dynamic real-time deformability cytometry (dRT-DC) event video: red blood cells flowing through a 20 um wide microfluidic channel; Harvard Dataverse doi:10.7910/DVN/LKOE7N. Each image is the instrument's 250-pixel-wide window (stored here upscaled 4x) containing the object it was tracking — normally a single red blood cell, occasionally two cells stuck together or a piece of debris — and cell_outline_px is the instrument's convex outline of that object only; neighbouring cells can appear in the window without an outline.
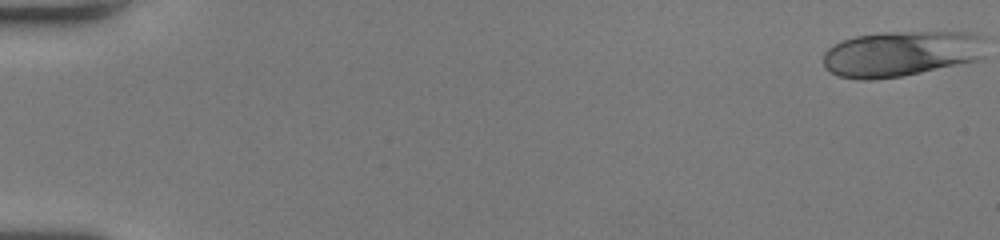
{"species": "human", "species_latin": "Homo sapiens", "temperature_condition": "room temperature", "stored_images_in_passage": 53, "camera_frame_rate_fps": 3000, "um_per_image_px": 0.085, "donor": {"sex": "female"}, "frame": {"image": 1, "passage_image": 1, "time_ms": 0.0, "image_size_px": [1000, 240], "cell_outline_px": [[984, 56], [980, 60], [900, 76], [872, 80], [860, 80], [840, 76], [824, 68], [824, 52], [828, 48], [844, 40], [856, 36], [884, 32], [968, 32], [984, 36]], "centroid_in_image_um": [76.63, 4.56], "position_along_channel_um": 8.4, "area_um2": 43.23}}
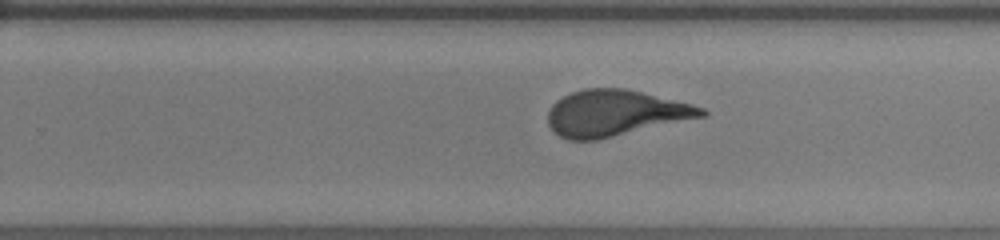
{"frame": {"image": 2, "passage_image": 35, "time_ms": 11.333, "image_size_px": [1000, 240], "cell_outline_px": [[708, 116], [596, 140], [568, 140], [560, 136], [548, 124], [548, 112], [552, 104], [556, 100], [572, 92], [584, 88], [624, 88], [692, 104], [704, 108], [708, 112]], "centroid_in_image_um": [52.31, 9.61], "position_along_channel_um": 277.5, "area_um2": 41.21}}
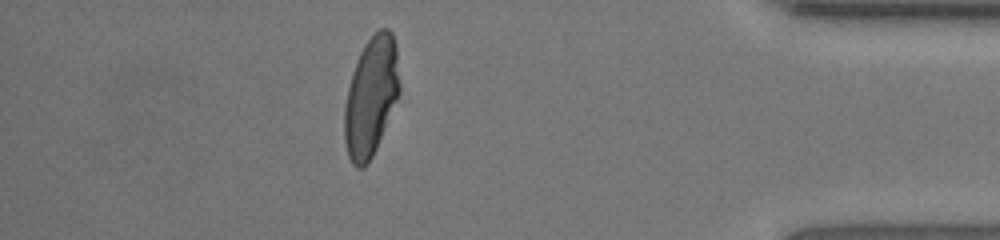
{"frame": {"image": 3, "passage_image": 47, "time_ms": 15.333, "image_size_px": [1000, 240], "cell_outline_px": [[400, 92], [376, 148], [368, 164], [364, 168], [356, 168], [352, 164], [348, 156], [344, 140], [344, 104], [352, 72], [356, 60], [364, 44], [380, 28], [388, 28], [392, 32], [396, 44], [400, 84]], "centroid_in_image_um": [31.53, 8.21], "position_along_channel_um": 403.7, "area_um2": 38.44}, "authors_computed_cell_mechanics": {"area_um2": 41.3848, "velocity_mm_per_s": 4.0555, "shape_relaxation_time_tau1_ms": 4.6509, "shape_relaxation_time_tau2_ms": null, "deformation_change_tau1": 0.1941, "deformation_change_tau2": null}}